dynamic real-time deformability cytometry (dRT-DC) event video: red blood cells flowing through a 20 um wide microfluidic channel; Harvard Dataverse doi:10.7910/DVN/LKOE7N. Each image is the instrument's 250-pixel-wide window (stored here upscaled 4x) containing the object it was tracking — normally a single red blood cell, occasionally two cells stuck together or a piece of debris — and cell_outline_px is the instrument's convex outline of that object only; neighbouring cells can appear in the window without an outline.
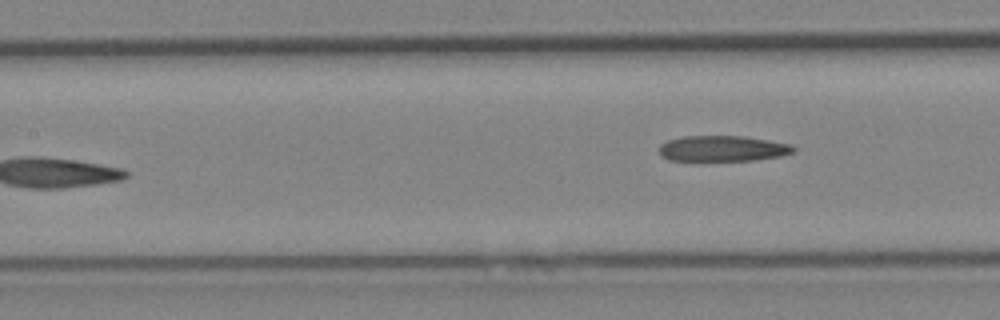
{"species": "Egyptian fruit bat (a non-hibernating species)", "species_latin": "Rousettus aegyptiacus", "temperature_condition": "cold", "stored_images_in_passage": 6, "camera_frame_rate_fps": 3000, "um_per_image_px": 0.085, "animal": {"sex": "female"}, "frame": {"image": 1, "passage_image": 6, "time_ms": 5.667, "image_size_px": [1000, 320], "cell_outline_px": [[796, 148], [792, 152], [780, 156], [752, 160], [668, 160], [660, 152], [660, 144], [668, 140], [684, 136], [744, 136], [792, 144]], "centroid_in_image_um": [61.44, 12.61], "position_along_channel_um": 146.0, "area_um2": 19.88}}